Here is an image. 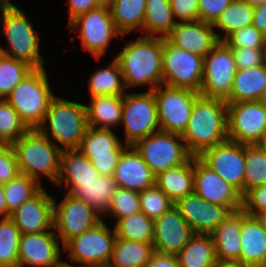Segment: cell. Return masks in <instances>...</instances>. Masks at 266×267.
<instances>
[{"mask_svg": "<svg viewBox=\"0 0 266 267\" xmlns=\"http://www.w3.org/2000/svg\"><path fill=\"white\" fill-rule=\"evenodd\" d=\"M157 175L186 163L192 155L181 135L159 130L132 145Z\"/></svg>", "mask_w": 266, "mask_h": 267, "instance_id": "ba28073f", "label": "cell"}, {"mask_svg": "<svg viewBox=\"0 0 266 267\" xmlns=\"http://www.w3.org/2000/svg\"><path fill=\"white\" fill-rule=\"evenodd\" d=\"M215 267H254V266L242 263L241 261L238 260H233V261L218 260Z\"/></svg>", "mask_w": 266, "mask_h": 267, "instance_id": "9f6ffc18", "label": "cell"}, {"mask_svg": "<svg viewBox=\"0 0 266 267\" xmlns=\"http://www.w3.org/2000/svg\"><path fill=\"white\" fill-rule=\"evenodd\" d=\"M217 35L211 23L178 21L166 39L178 48L205 57L219 43Z\"/></svg>", "mask_w": 266, "mask_h": 267, "instance_id": "603a6c76", "label": "cell"}, {"mask_svg": "<svg viewBox=\"0 0 266 267\" xmlns=\"http://www.w3.org/2000/svg\"><path fill=\"white\" fill-rule=\"evenodd\" d=\"M114 230L116 238L152 243L154 221L140 211L118 219Z\"/></svg>", "mask_w": 266, "mask_h": 267, "instance_id": "74e56055", "label": "cell"}, {"mask_svg": "<svg viewBox=\"0 0 266 267\" xmlns=\"http://www.w3.org/2000/svg\"><path fill=\"white\" fill-rule=\"evenodd\" d=\"M242 209L235 211L211 233L217 260H239L241 250Z\"/></svg>", "mask_w": 266, "mask_h": 267, "instance_id": "83f0119b", "label": "cell"}, {"mask_svg": "<svg viewBox=\"0 0 266 267\" xmlns=\"http://www.w3.org/2000/svg\"><path fill=\"white\" fill-rule=\"evenodd\" d=\"M155 185L173 203L194 192L193 156L184 164L156 175Z\"/></svg>", "mask_w": 266, "mask_h": 267, "instance_id": "f546056e", "label": "cell"}, {"mask_svg": "<svg viewBox=\"0 0 266 267\" xmlns=\"http://www.w3.org/2000/svg\"><path fill=\"white\" fill-rule=\"evenodd\" d=\"M199 158L244 196L245 145L227 140L206 149Z\"/></svg>", "mask_w": 266, "mask_h": 267, "instance_id": "e0dca14e", "label": "cell"}, {"mask_svg": "<svg viewBox=\"0 0 266 267\" xmlns=\"http://www.w3.org/2000/svg\"><path fill=\"white\" fill-rule=\"evenodd\" d=\"M140 211L155 221L164 212H167L174 203L156 185L139 192Z\"/></svg>", "mask_w": 266, "mask_h": 267, "instance_id": "ee69618b", "label": "cell"}, {"mask_svg": "<svg viewBox=\"0 0 266 267\" xmlns=\"http://www.w3.org/2000/svg\"><path fill=\"white\" fill-rule=\"evenodd\" d=\"M194 192L204 200L220 206L242 209V196L199 157L193 156Z\"/></svg>", "mask_w": 266, "mask_h": 267, "instance_id": "ac0fdd59", "label": "cell"}, {"mask_svg": "<svg viewBox=\"0 0 266 267\" xmlns=\"http://www.w3.org/2000/svg\"><path fill=\"white\" fill-rule=\"evenodd\" d=\"M242 210L254 217L266 211V184L250 189L242 197Z\"/></svg>", "mask_w": 266, "mask_h": 267, "instance_id": "c3c4849f", "label": "cell"}, {"mask_svg": "<svg viewBox=\"0 0 266 267\" xmlns=\"http://www.w3.org/2000/svg\"><path fill=\"white\" fill-rule=\"evenodd\" d=\"M89 103L86 105L89 127L112 130L121 125L123 96H95Z\"/></svg>", "mask_w": 266, "mask_h": 267, "instance_id": "4dcf8cb0", "label": "cell"}, {"mask_svg": "<svg viewBox=\"0 0 266 267\" xmlns=\"http://www.w3.org/2000/svg\"><path fill=\"white\" fill-rule=\"evenodd\" d=\"M49 85L45 69H33L5 98L29 130L43 124L49 104L56 96Z\"/></svg>", "mask_w": 266, "mask_h": 267, "instance_id": "8992f818", "label": "cell"}, {"mask_svg": "<svg viewBox=\"0 0 266 267\" xmlns=\"http://www.w3.org/2000/svg\"><path fill=\"white\" fill-rule=\"evenodd\" d=\"M124 48L115 59L119 63L126 89L138 85L153 91L163 84L164 38L139 36L131 43L124 41Z\"/></svg>", "mask_w": 266, "mask_h": 267, "instance_id": "7a4b0ae2", "label": "cell"}, {"mask_svg": "<svg viewBox=\"0 0 266 267\" xmlns=\"http://www.w3.org/2000/svg\"><path fill=\"white\" fill-rule=\"evenodd\" d=\"M21 174L39 180L45 175L56 183L62 147H57L38 129L28 130L12 144Z\"/></svg>", "mask_w": 266, "mask_h": 267, "instance_id": "277c9868", "label": "cell"}, {"mask_svg": "<svg viewBox=\"0 0 266 267\" xmlns=\"http://www.w3.org/2000/svg\"><path fill=\"white\" fill-rule=\"evenodd\" d=\"M0 217L7 218V204L4 197V186L0 183Z\"/></svg>", "mask_w": 266, "mask_h": 267, "instance_id": "6f0895ef", "label": "cell"}, {"mask_svg": "<svg viewBox=\"0 0 266 267\" xmlns=\"http://www.w3.org/2000/svg\"><path fill=\"white\" fill-rule=\"evenodd\" d=\"M181 137L188 152L195 157H199L206 149L227 141V102L199 95Z\"/></svg>", "mask_w": 266, "mask_h": 267, "instance_id": "6da1fadb", "label": "cell"}, {"mask_svg": "<svg viewBox=\"0 0 266 267\" xmlns=\"http://www.w3.org/2000/svg\"><path fill=\"white\" fill-rule=\"evenodd\" d=\"M263 184H266V154L256 145H245L244 195Z\"/></svg>", "mask_w": 266, "mask_h": 267, "instance_id": "60d3db41", "label": "cell"}, {"mask_svg": "<svg viewBox=\"0 0 266 267\" xmlns=\"http://www.w3.org/2000/svg\"><path fill=\"white\" fill-rule=\"evenodd\" d=\"M87 127L86 105L56 95L51 100L44 122L38 130L48 138L52 136L49 139L57 147H60L59 144L63 145L62 150H65L79 147Z\"/></svg>", "mask_w": 266, "mask_h": 267, "instance_id": "3957f363", "label": "cell"}, {"mask_svg": "<svg viewBox=\"0 0 266 267\" xmlns=\"http://www.w3.org/2000/svg\"><path fill=\"white\" fill-rule=\"evenodd\" d=\"M263 56H264V63L266 64V38L263 46Z\"/></svg>", "mask_w": 266, "mask_h": 267, "instance_id": "be15d7a7", "label": "cell"}, {"mask_svg": "<svg viewBox=\"0 0 266 267\" xmlns=\"http://www.w3.org/2000/svg\"><path fill=\"white\" fill-rule=\"evenodd\" d=\"M121 124L125 129L127 145H133L137 140L160 130L153 91L123 95Z\"/></svg>", "mask_w": 266, "mask_h": 267, "instance_id": "30bf717a", "label": "cell"}, {"mask_svg": "<svg viewBox=\"0 0 266 267\" xmlns=\"http://www.w3.org/2000/svg\"><path fill=\"white\" fill-rule=\"evenodd\" d=\"M60 239L54 230L21 234L18 267H63Z\"/></svg>", "mask_w": 266, "mask_h": 267, "instance_id": "d6986e66", "label": "cell"}, {"mask_svg": "<svg viewBox=\"0 0 266 267\" xmlns=\"http://www.w3.org/2000/svg\"><path fill=\"white\" fill-rule=\"evenodd\" d=\"M99 175L90 159L78 149L61 151L59 174L56 180L61 189L64 183V186L69 188V193L79 182L95 181Z\"/></svg>", "mask_w": 266, "mask_h": 267, "instance_id": "d4e9b609", "label": "cell"}, {"mask_svg": "<svg viewBox=\"0 0 266 267\" xmlns=\"http://www.w3.org/2000/svg\"><path fill=\"white\" fill-rule=\"evenodd\" d=\"M113 177L119 188L137 192L155 185L156 179V175L132 145H128L120 155Z\"/></svg>", "mask_w": 266, "mask_h": 267, "instance_id": "cb8c5ba5", "label": "cell"}, {"mask_svg": "<svg viewBox=\"0 0 266 267\" xmlns=\"http://www.w3.org/2000/svg\"><path fill=\"white\" fill-rule=\"evenodd\" d=\"M228 140L255 145L266 129V106L259 101L227 103Z\"/></svg>", "mask_w": 266, "mask_h": 267, "instance_id": "9a60e30c", "label": "cell"}, {"mask_svg": "<svg viewBox=\"0 0 266 267\" xmlns=\"http://www.w3.org/2000/svg\"><path fill=\"white\" fill-rule=\"evenodd\" d=\"M0 219V267H18L21 232L10 217Z\"/></svg>", "mask_w": 266, "mask_h": 267, "instance_id": "ab89813d", "label": "cell"}, {"mask_svg": "<svg viewBox=\"0 0 266 267\" xmlns=\"http://www.w3.org/2000/svg\"><path fill=\"white\" fill-rule=\"evenodd\" d=\"M0 4L4 7H9V6L14 5V4H12V2H10V0H0Z\"/></svg>", "mask_w": 266, "mask_h": 267, "instance_id": "94428289", "label": "cell"}, {"mask_svg": "<svg viewBox=\"0 0 266 267\" xmlns=\"http://www.w3.org/2000/svg\"><path fill=\"white\" fill-rule=\"evenodd\" d=\"M266 36L258 31L253 25H248L242 29L234 31L230 34L224 42L230 48H244L249 49L263 48Z\"/></svg>", "mask_w": 266, "mask_h": 267, "instance_id": "bcb514c9", "label": "cell"}, {"mask_svg": "<svg viewBox=\"0 0 266 267\" xmlns=\"http://www.w3.org/2000/svg\"><path fill=\"white\" fill-rule=\"evenodd\" d=\"M4 8V6H2L1 4H0V13L2 12V9Z\"/></svg>", "mask_w": 266, "mask_h": 267, "instance_id": "003e7915", "label": "cell"}, {"mask_svg": "<svg viewBox=\"0 0 266 267\" xmlns=\"http://www.w3.org/2000/svg\"><path fill=\"white\" fill-rule=\"evenodd\" d=\"M256 218L260 221L262 227L266 230V211L259 213Z\"/></svg>", "mask_w": 266, "mask_h": 267, "instance_id": "91938a15", "label": "cell"}, {"mask_svg": "<svg viewBox=\"0 0 266 267\" xmlns=\"http://www.w3.org/2000/svg\"><path fill=\"white\" fill-rule=\"evenodd\" d=\"M145 267H180L176 255L154 252Z\"/></svg>", "mask_w": 266, "mask_h": 267, "instance_id": "db71d44e", "label": "cell"}, {"mask_svg": "<svg viewBox=\"0 0 266 267\" xmlns=\"http://www.w3.org/2000/svg\"><path fill=\"white\" fill-rule=\"evenodd\" d=\"M233 0H199V20L213 24Z\"/></svg>", "mask_w": 266, "mask_h": 267, "instance_id": "816d5d0a", "label": "cell"}, {"mask_svg": "<svg viewBox=\"0 0 266 267\" xmlns=\"http://www.w3.org/2000/svg\"><path fill=\"white\" fill-rule=\"evenodd\" d=\"M237 69L251 68L264 64L263 48H232Z\"/></svg>", "mask_w": 266, "mask_h": 267, "instance_id": "681fc988", "label": "cell"}, {"mask_svg": "<svg viewBox=\"0 0 266 267\" xmlns=\"http://www.w3.org/2000/svg\"><path fill=\"white\" fill-rule=\"evenodd\" d=\"M107 4L116 30L122 36L136 28L143 33L146 0H110Z\"/></svg>", "mask_w": 266, "mask_h": 267, "instance_id": "d6a6232c", "label": "cell"}, {"mask_svg": "<svg viewBox=\"0 0 266 267\" xmlns=\"http://www.w3.org/2000/svg\"><path fill=\"white\" fill-rule=\"evenodd\" d=\"M174 18L180 22L199 20V0H169Z\"/></svg>", "mask_w": 266, "mask_h": 267, "instance_id": "f907efd6", "label": "cell"}, {"mask_svg": "<svg viewBox=\"0 0 266 267\" xmlns=\"http://www.w3.org/2000/svg\"><path fill=\"white\" fill-rule=\"evenodd\" d=\"M69 24L78 16L97 9L104 4L103 0H69Z\"/></svg>", "mask_w": 266, "mask_h": 267, "instance_id": "f5cc1de1", "label": "cell"}, {"mask_svg": "<svg viewBox=\"0 0 266 267\" xmlns=\"http://www.w3.org/2000/svg\"><path fill=\"white\" fill-rule=\"evenodd\" d=\"M32 70L27 63L0 53V99H5Z\"/></svg>", "mask_w": 266, "mask_h": 267, "instance_id": "b9f144b4", "label": "cell"}, {"mask_svg": "<svg viewBox=\"0 0 266 267\" xmlns=\"http://www.w3.org/2000/svg\"><path fill=\"white\" fill-rule=\"evenodd\" d=\"M254 267H266V264L257 265V266H254Z\"/></svg>", "mask_w": 266, "mask_h": 267, "instance_id": "03108f58", "label": "cell"}, {"mask_svg": "<svg viewBox=\"0 0 266 267\" xmlns=\"http://www.w3.org/2000/svg\"><path fill=\"white\" fill-rule=\"evenodd\" d=\"M266 91V64L237 69L227 103L262 100Z\"/></svg>", "mask_w": 266, "mask_h": 267, "instance_id": "4316f807", "label": "cell"}, {"mask_svg": "<svg viewBox=\"0 0 266 267\" xmlns=\"http://www.w3.org/2000/svg\"><path fill=\"white\" fill-rule=\"evenodd\" d=\"M123 80L119 63L114 58L107 68H99L89 78L90 97L123 96L126 93L124 92L126 87Z\"/></svg>", "mask_w": 266, "mask_h": 267, "instance_id": "d590c367", "label": "cell"}, {"mask_svg": "<svg viewBox=\"0 0 266 267\" xmlns=\"http://www.w3.org/2000/svg\"><path fill=\"white\" fill-rule=\"evenodd\" d=\"M174 206L192 228L194 234H211L235 210L232 207L212 204L193 192L179 199Z\"/></svg>", "mask_w": 266, "mask_h": 267, "instance_id": "ffe728a7", "label": "cell"}, {"mask_svg": "<svg viewBox=\"0 0 266 267\" xmlns=\"http://www.w3.org/2000/svg\"><path fill=\"white\" fill-rule=\"evenodd\" d=\"M3 186L7 204V217H10L11 213L43 188L41 183L36 179L21 173L8 183L3 184Z\"/></svg>", "mask_w": 266, "mask_h": 267, "instance_id": "f35d334b", "label": "cell"}, {"mask_svg": "<svg viewBox=\"0 0 266 267\" xmlns=\"http://www.w3.org/2000/svg\"><path fill=\"white\" fill-rule=\"evenodd\" d=\"M65 194L59 204L56 203V198L53 202V228L59 232L56 235L62 241V246L102 221L101 215L88 203L69 193Z\"/></svg>", "mask_w": 266, "mask_h": 267, "instance_id": "5bb4252c", "label": "cell"}, {"mask_svg": "<svg viewBox=\"0 0 266 267\" xmlns=\"http://www.w3.org/2000/svg\"><path fill=\"white\" fill-rule=\"evenodd\" d=\"M194 235L192 228L172 206L154 221L153 249L159 254L177 255Z\"/></svg>", "mask_w": 266, "mask_h": 267, "instance_id": "44dd1931", "label": "cell"}, {"mask_svg": "<svg viewBox=\"0 0 266 267\" xmlns=\"http://www.w3.org/2000/svg\"><path fill=\"white\" fill-rule=\"evenodd\" d=\"M162 65L164 85L200 93L204 57L178 48L164 38Z\"/></svg>", "mask_w": 266, "mask_h": 267, "instance_id": "8fae6325", "label": "cell"}, {"mask_svg": "<svg viewBox=\"0 0 266 267\" xmlns=\"http://www.w3.org/2000/svg\"><path fill=\"white\" fill-rule=\"evenodd\" d=\"M54 197L42 188L35 196L25 201L18 209L11 213L21 234L38 233L53 228Z\"/></svg>", "mask_w": 266, "mask_h": 267, "instance_id": "7402d4cb", "label": "cell"}, {"mask_svg": "<svg viewBox=\"0 0 266 267\" xmlns=\"http://www.w3.org/2000/svg\"><path fill=\"white\" fill-rule=\"evenodd\" d=\"M20 174L17 157L12 145L0 147V183L6 184Z\"/></svg>", "mask_w": 266, "mask_h": 267, "instance_id": "7dc6e473", "label": "cell"}, {"mask_svg": "<svg viewBox=\"0 0 266 267\" xmlns=\"http://www.w3.org/2000/svg\"><path fill=\"white\" fill-rule=\"evenodd\" d=\"M254 5L246 0H233L228 8L212 24L214 28L223 31L225 36L217 35L219 41H224L234 31L242 29L253 22ZM224 37V38H223Z\"/></svg>", "mask_w": 266, "mask_h": 267, "instance_id": "8d00e7d4", "label": "cell"}, {"mask_svg": "<svg viewBox=\"0 0 266 267\" xmlns=\"http://www.w3.org/2000/svg\"><path fill=\"white\" fill-rule=\"evenodd\" d=\"M116 239L115 230L109 229L102 220L95 227L83 232L69 240L64 250H69L68 258L80 263V266H73L64 261L67 267H107L113 251Z\"/></svg>", "mask_w": 266, "mask_h": 267, "instance_id": "52a82bcc", "label": "cell"}, {"mask_svg": "<svg viewBox=\"0 0 266 267\" xmlns=\"http://www.w3.org/2000/svg\"><path fill=\"white\" fill-rule=\"evenodd\" d=\"M127 146L113 130L88 126L77 149L90 159L100 175L114 176L120 155Z\"/></svg>", "mask_w": 266, "mask_h": 267, "instance_id": "2e32d148", "label": "cell"}, {"mask_svg": "<svg viewBox=\"0 0 266 267\" xmlns=\"http://www.w3.org/2000/svg\"><path fill=\"white\" fill-rule=\"evenodd\" d=\"M261 101L266 106V91Z\"/></svg>", "mask_w": 266, "mask_h": 267, "instance_id": "e7e4bbea", "label": "cell"}, {"mask_svg": "<svg viewBox=\"0 0 266 267\" xmlns=\"http://www.w3.org/2000/svg\"><path fill=\"white\" fill-rule=\"evenodd\" d=\"M153 93L157 104L160 130L182 135L191 117L194 102L200 93L188 88L164 84L155 88Z\"/></svg>", "mask_w": 266, "mask_h": 267, "instance_id": "9c48e42d", "label": "cell"}, {"mask_svg": "<svg viewBox=\"0 0 266 267\" xmlns=\"http://www.w3.org/2000/svg\"><path fill=\"white\" fill-rule=\"evenodd\" d=\"M236 71L232 48L219 41L204 57L200 95L225 100L231 92Z\"/></svg>", "mask_w": 266, "mask_h": 267, "instance_id": "4fadbf2b", "label": "cell"}, {"mask_svg": "<svg viewBox=\"0 0 266 267\" xmlns=\"http://www.w3.org/2000/svg\"><path fill=\"white\" fill-rule=\"evenodd\" d=\"M252 25L266 36V2L254 6Z\"/></svg>", "mask_w": 266, "mask_h": 267, "instance_id": "11a10c76", "label": "cell"}, {"mask_svg": "<svg viewBox=\"0 0 266 267\" xmlns=\"http://www.w3.org/2000/svg\"><path fill=\"white\" fill-rule=\"evenodd\" d=\"M255 145L266 154V129L263 131L261 138Z\"/></svg>", "mask_w": 266, "mask_h": 267, "instance_id": "680465c9", "label": "cell"}, {"mask_svg": "<svg viewBox=\"0 0 266 267\" xmlns=\"http://www.w3.org/2000/svg\"><path fill=\"white\" fill-rule=\"evenodd\" d=\"M252 266L266 264V230L260 221L242 210L239 260Z\"/></svg>", "mask_w": 266, "mask_h": 267, "instance_id": "484cf974", "label": "cell"}, {"mask_svg": "<svg viewBox=\"0 0 266 267\" xmlns=\"http://www.w3.org/2000/svg\"><path fill=\"white\" fill-rule=\"evenodd\" d=\"M246 1H248L250 4L254 6L266 2V0H246Z\"/></svg>", "mask_w": 266, "mask_h": 267, "instance_id": "6125c7cd", "label": "cell"}, {"mask_svg": "<svg viewBox=\"0 0 266 267\" xmlns=\"http://www.w3.org/2000/svg\"><path fill=\"white\" fill-rule=\"evenodd\" d=\"M117 188L113 176L99 175L95 181L79 182L69 194L88 203L97 213L105 216Z\"/></svg>", "mask_w": 266, "mask_h": 267, "instance_id": "f1b7e54d", "label": "cell"}, {"mask_svg": "<svg viewBox=\"0 0 266 267\" xmlns=\"http://www.w3.org/2000/svg\"><path fill=\"white\" fill-rule=\"evenodd\" d=\"M176 257L180 267H215L218 261L211 234H194Z\"/></svg>", "mask_w": 266, "mask_h": 267, "instance_id": "1f68e13d", "label": "cell"}, {"mask_svg": "<svg viewBox=\"0 0 266 267\" xmlns=\"http://www.w3.org/2000/svg\"><path fill=\"white\" fill-rule=\"evenodd\" d=\"M70 30L79 27V38L84 51L100 60L114 37L122 36L112 20L108 4L78 16L70 24Z\"/></svg>", "mask_w": 266, "mask_h": 267, "instance_id": "7c38bea8", "label": "cell"}, {"mask_svg": "<svg viewBox=\"0 0 266 267\" xmlns=\"http://www.w3.org/2000/svg\"><path fill=\"white\" fill-rule=\"evenodd\" d=\"M29 129L6 99H0V143L12 145Z\"/></svg>", "mask_w": 266, "mask_h": 267, "instance_id": "7bdbcfd3", "label": "cell"}, {"mask_svg": "<svg viewBox=\"0 0 266 267\" xmlns=\"http://www.w3.org/2000/svg\"><path fill=\"white\" fill-rule=\"evenodd\" d=\"M153 253L152 243L116 238L107 267H145Z\"/></svg>", "mask_w": 266, "mask_h": 267, "instance_id": "836d02e7", "label": "cell"}, {"mask_svg": "<svg viewBox=\"0 0 266 267\" xmlns=\"http://www.w3.org/2000/svg\"><path fill=\"white\" fill-rule=\"evenodd\" d=\"M136 212H140L139 192L118 187L105 215L111 214L118 220Z\"/></svg>", "mask_w": 266, "mask_h": 267, "instance_id": "f6af8a7d", "label": "cell"}, {"mask_svg": "<svg viewBox=\"0 0 266 267\" xmlns=\"http://www.w3.org/2000/svg\"><path fill=\"white\" fill-rule=\"evenodd\" d=\"M169 0H146L143 36L166 38L175 28ZM156 34H158L156 36Z\"/></svg>", "mask_w": 266, "mask_h": 267, "instance_id": "e575fe53", "label": "cell"}, {"mask_svg": "<svg viewBox=\"0 0 266 267\" xmlns=\"http://www.w3.org/2000/svg\"><path fill=\"white\" fill-rule=\"evenodd\" d=\"M0 15L3 30L0 33L7 40V49L1 47L3 55L27 63L33 69L44 68L45 60L40 54V39L33 24L23 10L17 6L4 7Z\"/></svg>", "mask_w": 266, "mask_h": 267, "instance_id": "5b68a950", "label": "cell"}]
</instances>
